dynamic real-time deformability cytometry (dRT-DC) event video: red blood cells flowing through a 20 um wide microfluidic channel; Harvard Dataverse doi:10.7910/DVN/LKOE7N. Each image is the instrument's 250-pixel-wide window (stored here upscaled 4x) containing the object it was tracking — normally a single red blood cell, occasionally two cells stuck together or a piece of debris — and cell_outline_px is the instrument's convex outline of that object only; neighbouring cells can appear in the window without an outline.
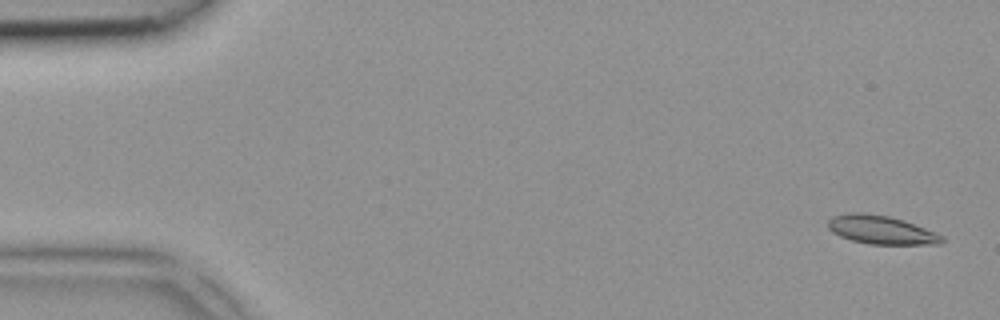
{"species": "common noctule bat (a hibernating species)", "species_latin": "Nyctalus noctula", "temperature_condition": "room temperature", "stored_images_in_passage": 5, "camera_frame_rate_fps": 3000, "um_per_image_px": 0.085, "animal": {"sex": "female", "body_mass_g": 18.4}, "frame": {"image": 1, "passage_image": 1, "time_ms": 0.0, "image_size_px": [1000, 320], "cell_outline_px": [[944, 240], [940, 244], [868, 244], [852, 240], [840, 236], [832, 232], [828, 228], [828, 220], [832, 216], [852, 212], [860, 212], [888, 216], [904, 220], [936, 232], [944, 236]], "centroid_in_image_um": [74.9, 19.53], "position_along_channel_um": 10.1, "area_um2": 18.96}}
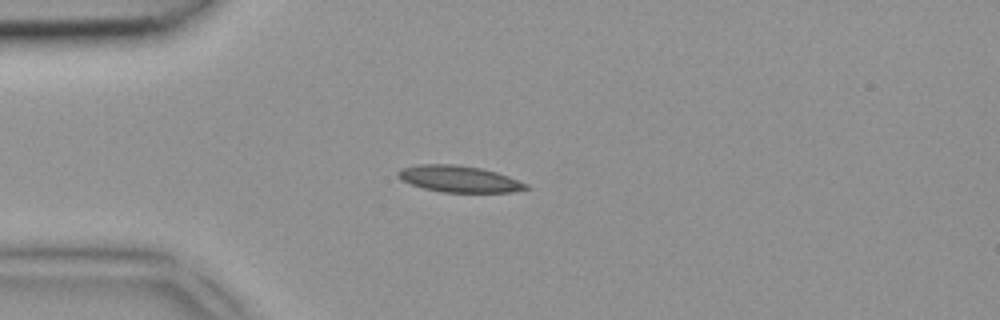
{"frame": {"image": 2, "passage_image": 4, "time_ms": 1.0, "image_size_px": [1000, 320], "cell_outline_px": [[528, 188], [512, 192], [440, 192], [424, 188], [412, 184], [396, 176], [396, 172], [400, 168], [416, 164], [456, 164], [480, 168], [496, 172], [508, 176], [528, 184]], "centroid_in_image_um": [38.99, 15.2], "position_along_channel_um": 46.0, "area_um2": 19.71}}